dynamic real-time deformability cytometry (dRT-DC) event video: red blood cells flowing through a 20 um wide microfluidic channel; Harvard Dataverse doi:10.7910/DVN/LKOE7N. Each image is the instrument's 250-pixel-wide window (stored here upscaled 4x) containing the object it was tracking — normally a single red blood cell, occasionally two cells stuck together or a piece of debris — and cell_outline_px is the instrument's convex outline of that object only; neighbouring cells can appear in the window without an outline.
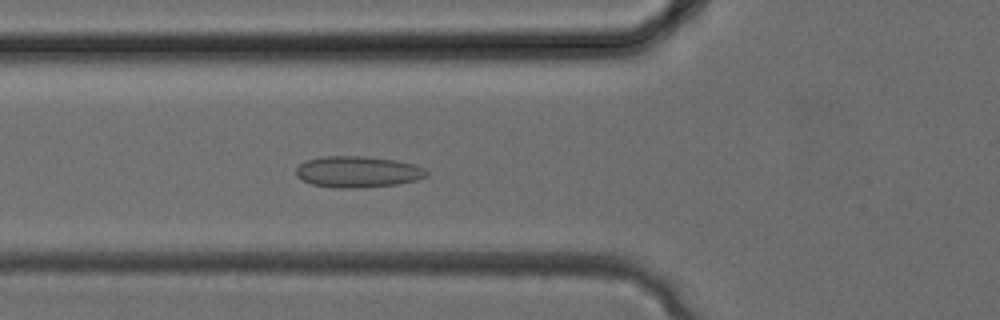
{"species": "common noctule bat (a hibernating species)", "species_latin": "Nyctalus noctula", "temperature_condition": "cold", "stored_images_in_passage": 32, "camera_frame_rate_fps": 3000, "um_per_image_px": 0.085, "animal": {"sex": "female", "body_mass_g": 24.6, "forearm_length_mm": 56.2}, "frame": {"image": 1, "passage_image": 11, "time_ms": 3.333, "image_size_px": [1000, 320], "cell_outline_px": [[428, 176], [416, 180], [396, 184], [360, 188], [336, 188], [312, 184], [296, 176], [296, 168], [300, 164], [308, 160], [320, 156], [364, 156], [396, 160], [412, 164], [424, 168], [428, 172]], "centroid_in_image_um": [30.41, 14.6], "position_along_channel_um": 95.4, "area_um2": 23.76}}
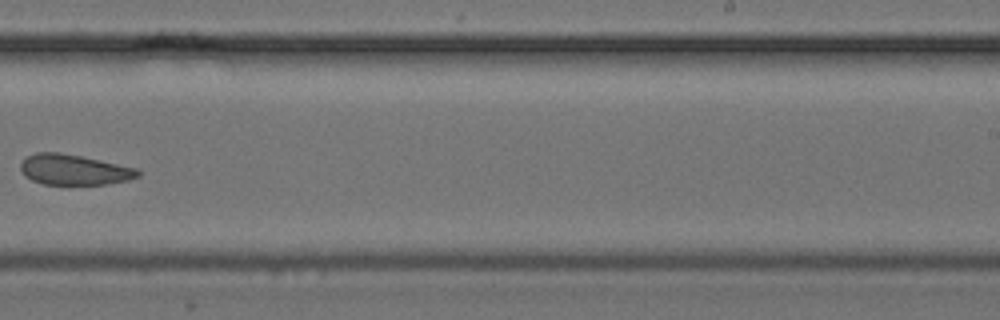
{"frame": {"image": 2, "passage_image": 20, "time_ms": 6.333, "image_size_px": [1000, 320], "cell_outline_px": [[140, 176], [128, 180], [104, 184], [44, 184], [32, 180], [24, 176], [20, 168], [20, 164], [28, 156], [36, 152], [60, 152], [140, 168]], "centroid_in_image_um": [6.32, 14.42], "position_along_channel_um": 282.7, "area_um2": 20.81}}
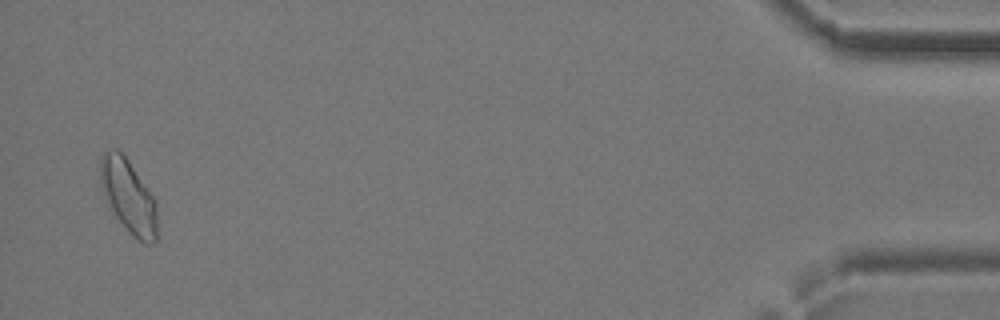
{"frame": {"image": 3, "passage_image": 31, "time_ms": 10.0, "image_size_px": [1000, 320], "cell_outline_px": [[156, 244], [144, 244], [128, 232], [116, 216], [108, 204], [100, 180], [100, 156], [104, 152], [116, 148], [120, 148], [156, 200]], "centroid_in_image_um": [10.92, 16.67], "position_along_channel_um": 424.3, "area_um2": 24.33}}